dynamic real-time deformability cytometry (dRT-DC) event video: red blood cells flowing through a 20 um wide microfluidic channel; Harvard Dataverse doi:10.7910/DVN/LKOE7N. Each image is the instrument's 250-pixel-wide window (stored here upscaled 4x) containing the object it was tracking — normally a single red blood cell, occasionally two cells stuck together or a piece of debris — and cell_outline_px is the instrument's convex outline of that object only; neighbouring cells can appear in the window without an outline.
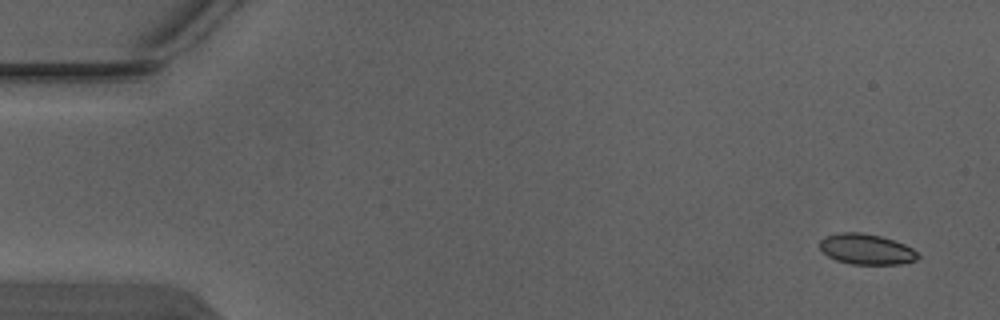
{"species": "Egyptian fruit bat (a non-hibernating species)", "species_latin": "Rousettus aegyptiacus", "temperature_condition": "warm", "stored_images_in_passage": 5, "segment_of_instrument_passage": [1, 2], "camera_frame_rate_fps": 3000, "um_per_image_px": 0.085, "animal": {"sex": "male"}, "frame": {"image": 1, "passage_image": 1, "time_ms": 0.0, "image_size_px": [1000, 320], "cell_outline_px": [[920, 256], [916, 260], [900, 264], [852, 264], [836, 260], [828, 256], [820, 248], [820, 240], [824, 236], [840, 232], [860, 232], [880, 236], [904, 244], [912, 248]], "centroid_in_image_um": [73.63, 21.18], "position_along_channel_um": 11.4, "area_um2": 17.4}}
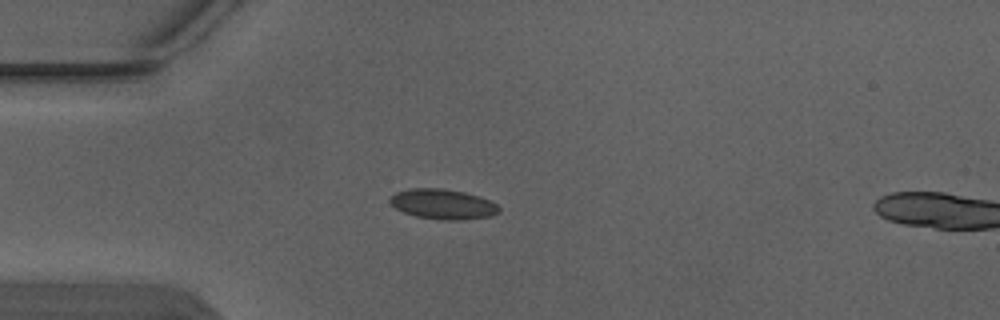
{"frame": {"image": 2, "passage_image": 4, "time_ms": 1.0, "image_size_px": [1000, 320], "cell_outline_px": [[500, 212], [492, 216], [460, 220], [444, 220], [416, 216], [404, 212], [396, 208], [388, 200], [396, 192], [408, 188], [440, 188], [464, 192], [480, 196], [496, 204], [500, 208]], "centroid_in_image_um": [37.66, 17.35], "position_along_channel_um": 47.3, "area_um2": 19.07}}